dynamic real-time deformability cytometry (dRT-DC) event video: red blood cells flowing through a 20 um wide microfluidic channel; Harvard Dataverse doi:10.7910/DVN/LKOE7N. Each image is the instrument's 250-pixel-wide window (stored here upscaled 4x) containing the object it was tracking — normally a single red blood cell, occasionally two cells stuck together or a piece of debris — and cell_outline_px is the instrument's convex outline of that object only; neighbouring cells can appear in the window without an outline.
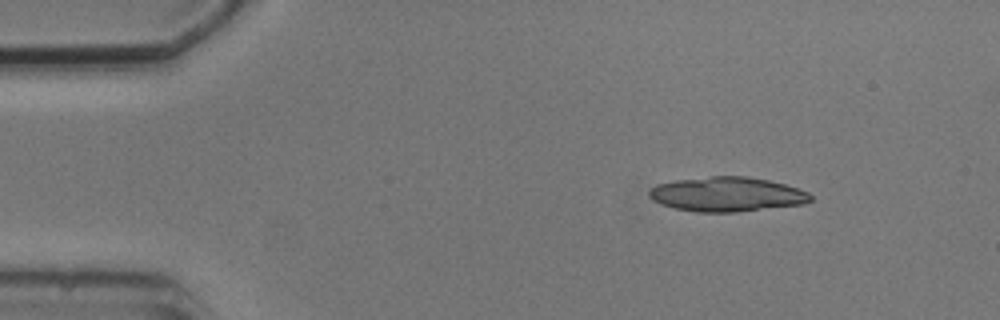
{"species": "common noctule bat (a hibernating species)", "species_latin": "Nyctalus noctula", "temperature_condition": "cold", "stored_images_in_passage": 5, "segment_of_instrument_passage": [1, 2], "camera_frame_rate_fps": 3000, "um_per_image_px": 0.085, "animal": {"sex": "male", "body_mass_g": 20.5, "forearm_length_mm": 52.5}, "frame": {"image": 1, "passage_image": 2, "time_ms": 1.333, "image_size_px": [1000, 320], "cell_outline_px": [[812, 200], [804, 204], [736, 212], [696, 212], [676, 208], [660, 204], [652, 200], [648, 196], [648, 192], [656, 184], [676, 180], [712, 176], [748, 176], [768, 180], [784, 184], [808, 192], [812, 196]], "centroid_in_image_um": [61.78, 16.51], "position_along_channel_um": 23.2, "area_um2": 32.48}}